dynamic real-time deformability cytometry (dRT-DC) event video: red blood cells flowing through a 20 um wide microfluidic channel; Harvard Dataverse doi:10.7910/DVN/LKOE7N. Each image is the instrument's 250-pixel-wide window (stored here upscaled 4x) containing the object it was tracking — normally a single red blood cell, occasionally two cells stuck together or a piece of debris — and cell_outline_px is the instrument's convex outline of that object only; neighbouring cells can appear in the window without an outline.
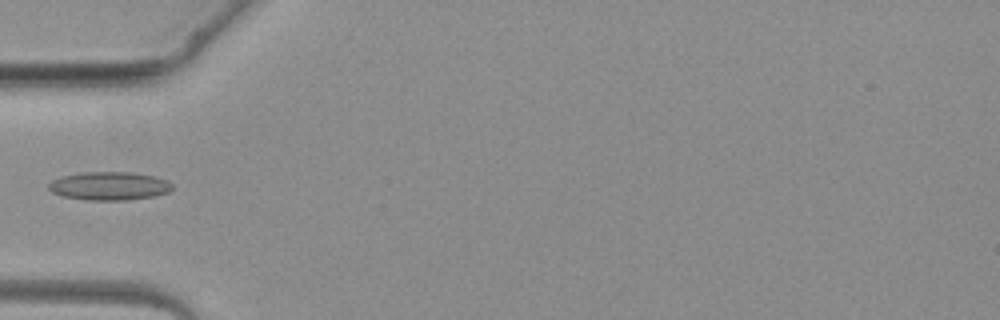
{"species": "common noctule bat (a hibernating species)", "species_latin": "Nyctalus noctula", "temperature_condition": "warm", "stored_images_in_passage": 2, "camera_frame_rate_fps": 3000, "um_per_image_px": 0.085, "animal": {"sex": "female", "body_mass_g": 19.3, "forearm_length_mm": 54.1}, "frame": {"image": 1, "passage_image": 2, "time_ms": 2.0, "image_size_px": [1000, 320], "cell_outline_px": [[172, 188], [168, 192], [152, 196], [128, 200], [84, 200], [64, 196], [52, 192], [48, 188], [48, 184], [52, 180], [60, 176], [84, 172], [132, 172], [152, 176], [168, 180], [172, 184]], "centroid_in_image_um": [9.27, 15.8], "position_along_channel_um": 75.7, "area_um2": 20.4}}